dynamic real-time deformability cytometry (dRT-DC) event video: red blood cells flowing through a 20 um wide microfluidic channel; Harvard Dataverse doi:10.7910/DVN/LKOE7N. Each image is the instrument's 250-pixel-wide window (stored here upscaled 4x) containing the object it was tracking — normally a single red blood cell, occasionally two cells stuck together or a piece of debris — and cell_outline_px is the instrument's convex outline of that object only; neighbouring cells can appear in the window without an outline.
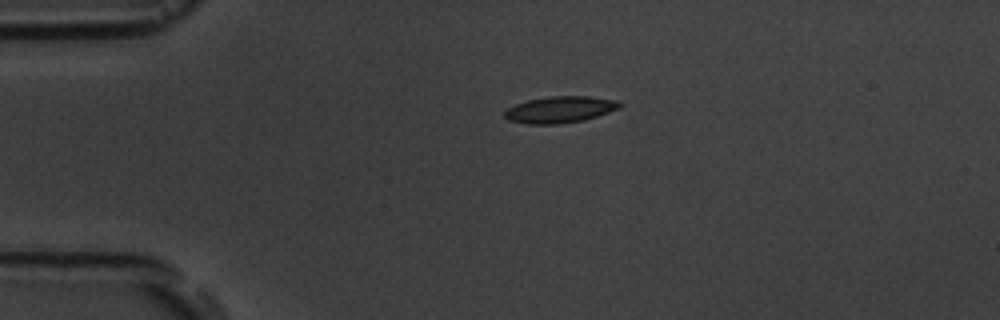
{"species": "common noctule bat (a hibernating species)", "species_latin": "Nyctalus noctula", "temperature_condition": "room temperature", "stored_images_in_passage": 2, "camera_frame_rate_fps": 3000, "um_per_image_px": 0.085, "animal": {"sex": "male", "body_mass_g": 19.5, "forearm_length_mm": 54.6}, "frame": {"image": 1, "passage_image": 1, "time_ms": 0.0, "image_size_px": [1000, 320], "cell_outline_px": [[624, 104], [620, 108], [584, 120], [556, 124], [528, 124], [508, 120], [504, 116], [504, 112], [508, 108], [516, 104], [528, 100], [552, 96], [588, 96], [616, 100]], "centroid_in_image_um": [47.61, 9.31], "position_along_channel_um": 37.4, "area_um2": 17.69}}